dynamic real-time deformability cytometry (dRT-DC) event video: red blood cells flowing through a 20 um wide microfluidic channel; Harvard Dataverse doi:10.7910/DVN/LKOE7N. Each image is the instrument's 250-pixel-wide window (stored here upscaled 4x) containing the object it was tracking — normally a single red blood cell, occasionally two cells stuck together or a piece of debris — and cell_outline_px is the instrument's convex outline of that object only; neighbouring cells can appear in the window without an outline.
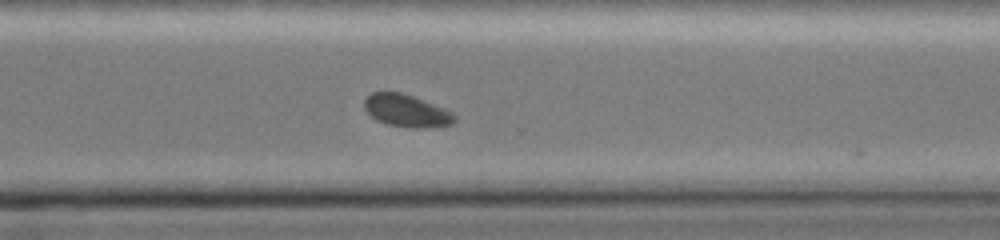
{"species": "common noctule bat (a hibernating species)", "species_latin": "Nyctalus noctula", "temperature_condition": "cold", "stored_images_in_passage": 35, "camera_frame_rate_fps": 3000, "um_per_image_px": 0.085, "animal": {"sex": "female", "body_mass_g": 19.0, "forearm_length_mm": 51.5}, "frame": {"image": 1, "passage_image": 35, "time_ms": 11.333, "image_size_px": [1000, 240], "cell_outline_px": [[456, 120], [452, 124], [424, 128], [416, 128], [388, 124], [376, 120], [364, 108], [364, 100], [372, 92], [400, 92], [412, 96], [444, 108], [452, 112], [456, 116]], "centroid_in_image_um": [34.56, 9.41], "position_along_channel_um": 336.0, "area_um2": 16.82}}